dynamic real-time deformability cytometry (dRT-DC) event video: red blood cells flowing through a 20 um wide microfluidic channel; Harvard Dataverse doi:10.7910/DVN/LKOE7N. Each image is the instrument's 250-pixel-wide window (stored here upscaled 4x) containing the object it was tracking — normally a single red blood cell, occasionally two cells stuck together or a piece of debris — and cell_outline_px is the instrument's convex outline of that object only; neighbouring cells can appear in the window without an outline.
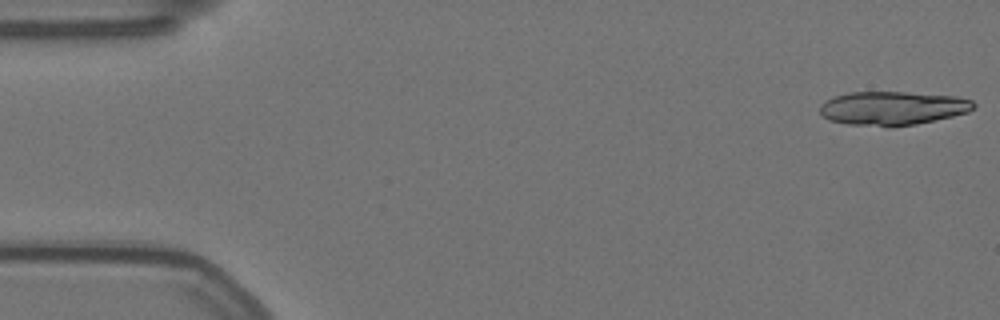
{"species": "Egyptian fruit bat (a non-hibernating species)", "species_latin": "Rousettus aegyptiacus", "temperature_condition": "warm", "stored_images_in_passage": 57, "segment_of_instrument_passage": [1, 2], "camera_frame_rate_fps": 3000, "um_per_image_px": 0.085, "animal": {"sex": "female"}, "frame": {"image": 1, "passage_image": 1, "time_ms": 0.0, "image_size_px": [1000, 320], "cell_outline_px": [[976, 104], [968, 112], [952, 116], [916, 124], [892, 128], [888, 128], [848, 124], [828, 120], [820, 116], [820, 104], [824, 100], [832, 96], [848, 92], [904, 92], [956, 96], [972, 100]], "centroid_in_image_um": [75.8, 9.21], "position_along_channel_um": 9.2, "area_um2": 30.75}}